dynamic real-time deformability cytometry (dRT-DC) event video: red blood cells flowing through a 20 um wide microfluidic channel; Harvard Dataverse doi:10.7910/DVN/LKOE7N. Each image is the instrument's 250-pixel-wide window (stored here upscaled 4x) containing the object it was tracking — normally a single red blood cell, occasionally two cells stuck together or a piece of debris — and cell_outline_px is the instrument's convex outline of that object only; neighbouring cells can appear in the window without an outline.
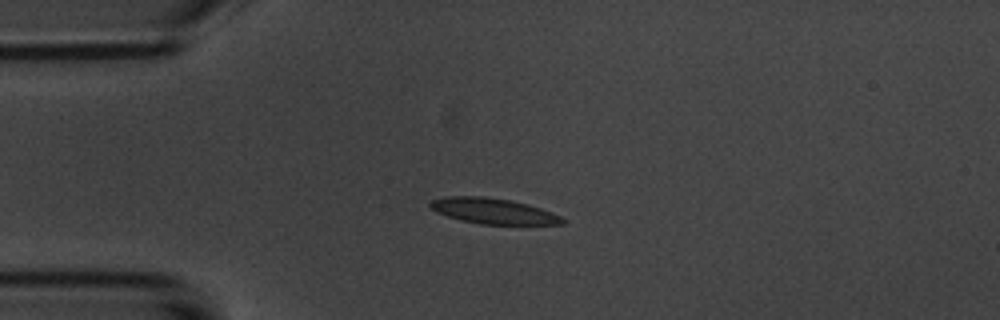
{"species": "common noctule bat (a hibernating species)", "species_latin": "Nyctalus noctula", "temperature_condition": "room temperature", "stored_images_in_passage": 45, "camera_frame_rate_fps": 3000, "um_per_image_px": 0.085, "animal": {"sex": "male", "body_mass_g": 20.1, "forearm_length_mm": 53.5}, "frame": {"image": 1, "passage_image": 12, "time_ms": 3.667, "image_size_px": [1000, 320], "cell_outline_px": [[568, 220], [564, 224], [480, 224], [460, 220], [436, 212], [428, 204], [432, 200], [444, 196], [484, 196], [512, 200], [528, 204], [540, 208], [560, 216]], "centroid_in_image_um": [41.92, 17.93], "position_along_channel_um": 43.1, "area_um2": 19.77}}
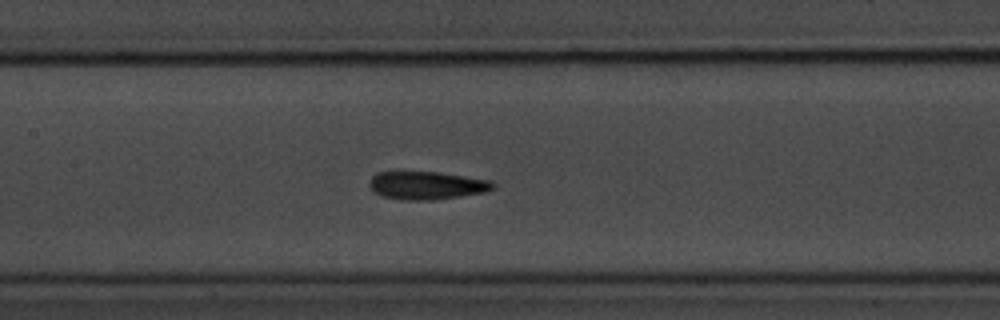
{"frame": {"image": 2, "passage_image": 24, "time_ms": 7.667, "image_size_px": [1000, 320], "cell_outline_px": [[496, 188], [484, 192], [460, 196], [432, 200], [404, 200], [384, 196], [372, 192], [368, 184], [372, 176], [376, 172], [400, 168], [440, 172], [492, 180], [496, 184]], "centroid_in_image_um": [36.21, 15.7], "position_along_channel_um": 171.2, "area_um2": 21.27}}
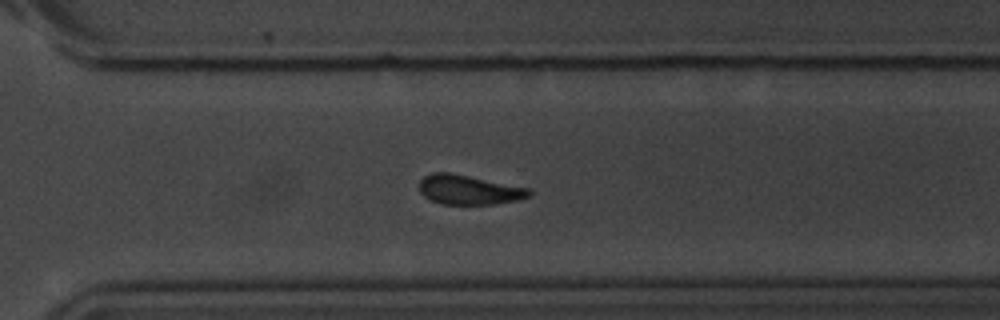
{"frame": {"image": 3, "passage_image": 37, "time_ms": 12.0, "image_size_px": [1000, 320], "cell_outline_px": [[532, 196], [516, 200], [496, 204], [440, 204], [424, 196], [420, 192], [420, 180], [424, 176], [432, 172], [448, 172], [528, 188], [532, 192]], "centroid_in_image_um": [39.84, 16.14], "position_along_channel_um": 330.8, "area_um2": 18.73}, "authors_computed_cell_mechanics": {"area_um2": 19.7676, "velocity_mm_per_s": 3.6973, "shape_relaxation_time_tau1_ms": 4.8781, "shape_relaxation_time_tau2_ms": 3.9408, "deformation_change_tau1": 0.1483, "deformation_change_tau2": 0.1174}}